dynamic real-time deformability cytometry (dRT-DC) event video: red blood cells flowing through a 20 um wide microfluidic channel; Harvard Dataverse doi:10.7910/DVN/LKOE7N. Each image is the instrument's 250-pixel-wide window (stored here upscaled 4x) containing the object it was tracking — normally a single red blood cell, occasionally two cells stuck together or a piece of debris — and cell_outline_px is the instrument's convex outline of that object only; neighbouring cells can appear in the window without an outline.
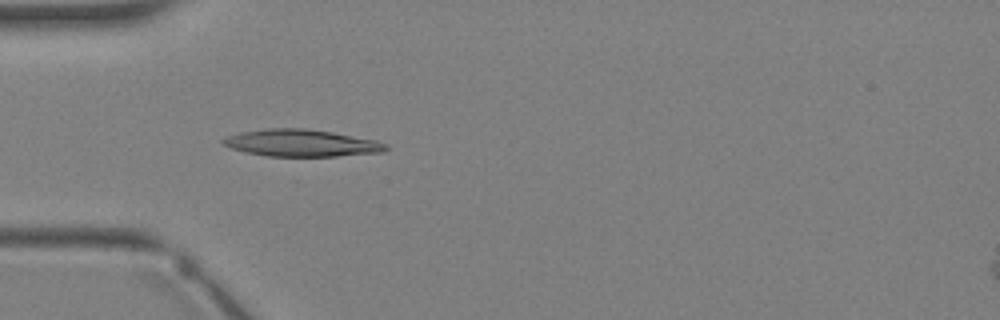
{"species": "Egyptian fruit bat (a non-hibernating species)", "species_latin": "Rousettus aegyptiacus", "temperature_condition": "warm", "stored_images_in_passage": 2, "camera_frame_rate_fps": 3000, "um_per_image_px": 0.085, "animal": {"sex": "female"}, "frame": {"image": 1, "passage_image": 2, "time_ms": 2.333, "image_size_px": [1000, 320], "cell_outline_px": [[388, 148], [384, 152], [336, 156], [264, 156], [232, 148], [224, 144], [220, 140], [224, 136], [240, 132], [268, 128], [304, 128], [332, 132], [376, 140], [388, 144]], "centroid_in_image_um": [25.62, 12.15], "position_along_channel_um": 59.4, "area_um2": 25.66}}